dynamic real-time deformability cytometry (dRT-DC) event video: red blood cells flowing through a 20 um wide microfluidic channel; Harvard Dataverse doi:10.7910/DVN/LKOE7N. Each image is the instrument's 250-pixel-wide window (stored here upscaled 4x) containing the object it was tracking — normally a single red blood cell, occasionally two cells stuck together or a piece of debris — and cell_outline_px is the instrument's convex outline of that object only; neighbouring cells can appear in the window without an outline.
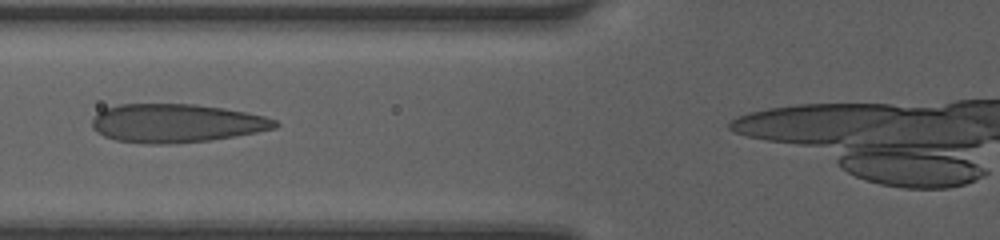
{"species": "human", "species_latin": "Homo sapiens", "temperature_condition": "room temperature", "stored_images_in_passage": 15, "camera_frame_rate_fps": 3000, "um_per_image_px": 0.085, "donor": {"sex": "female"}, "frame": {"image": 1, "passage_image": 6, "time_ms": 1.667, "image_size_px": [1000, 240], "cell_outline_px": [[280, 124], [276, 128], [236, 136], [208, 140], [168, 144], [148, 144], [116, 140], [104, 136], [96, 132], [92, 128], [92, 120], [104, 108], [116, 104], [196, 104], [224, 108], [264, 116], [276, 120]], "centroid_in_image_um": [14.97, 10.47], "position_along_channel_um": 110.8, "area_um2": 41.1}}
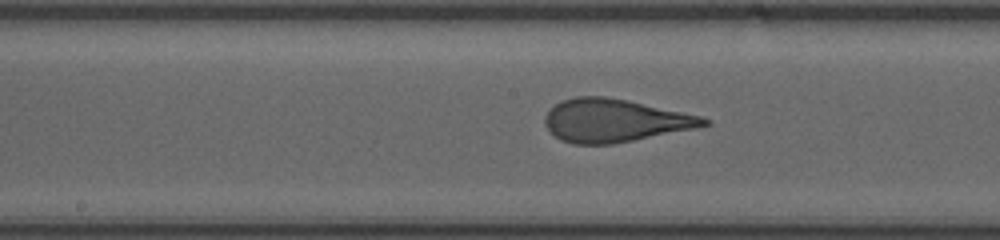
{"frame": {"image": 2, "passage_image": 10, "time_ms": 3.0, "image_size_px": [1000, 240], "cell_outline_px": [[712, 124], [696, 128], [612, 144], [572, 144], [560, 140], [544, 124], [544, 116], [556, 104], [564, 100], [576, 96], [604, 96], [628, 100], [700, 116], [708, 120]], "centroid_in_image_um": [52.23, 10.25], "position_along_channel_um": 196.0, "area_um2": 39.42}}
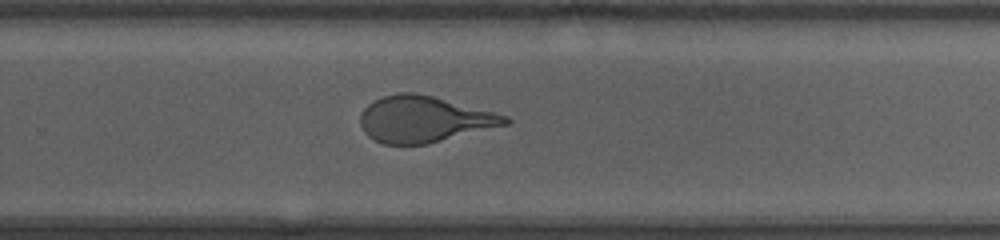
{"frame": {"image": 3, "passage_image": 14, "time_ms": 4.333, "image_size_px": [1000, 240], "cell_outline_px": [[512, 120], [508, 124], [428, 144], [384, 144], [368, 136], [364, 132], [360, 124], [360, 116], [364, 108], [372, 100], [384, 96], [400, 92], [416, 92], [432, 96], [508, 116]], "centroid_in_image_um": [36.01, 10.13], "position_along_channel_um": 293.8, "area_um2": 38.78}}